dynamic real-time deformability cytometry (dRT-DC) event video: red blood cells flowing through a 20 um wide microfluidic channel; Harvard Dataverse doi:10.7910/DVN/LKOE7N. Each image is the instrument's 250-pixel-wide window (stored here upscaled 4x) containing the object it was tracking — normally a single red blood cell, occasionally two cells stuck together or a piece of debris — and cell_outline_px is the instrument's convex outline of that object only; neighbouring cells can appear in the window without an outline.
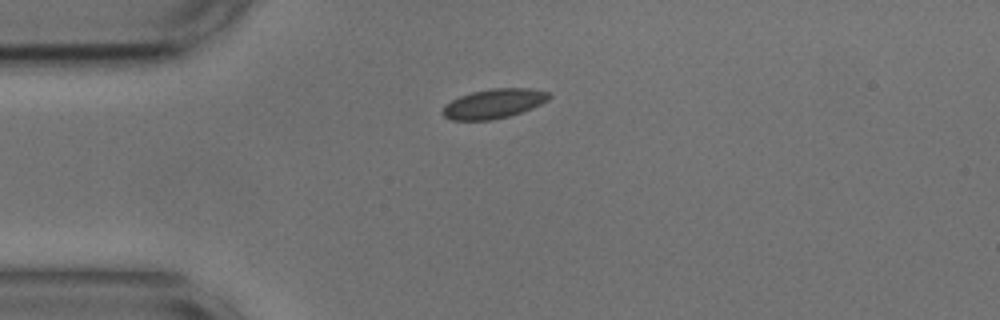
{"species": "common noctule bat (a hibernating species)", "species_latin": "Nyctalus noctula", "temperature_condition": "cold", "stored_images_in_passage": 43, "camera_frame_rate_fps": 3000, "um_per_image_px": 0.085, "animal": {"sex": "male", "body_mass_g": 17.9, "forearm_length_mm": 54.2}, "frame": {"image": 1, "passage_image": 1, "time_ms": 0.0, "image_size_px": [1000, 320], "cell_outline_px": [[552, 96], [548, 100], [532, 108], [508, 116], [492, 120], [452, 120], [444, 116], [440, 112], [452, 100], [460, 96], [472, 92], [492, 88], [532, 88], [548, 92]], "centroid_in_image_um": [41.99, 8.8], "position_along_channel_um": 43.0, "area_um2": 18.15}}
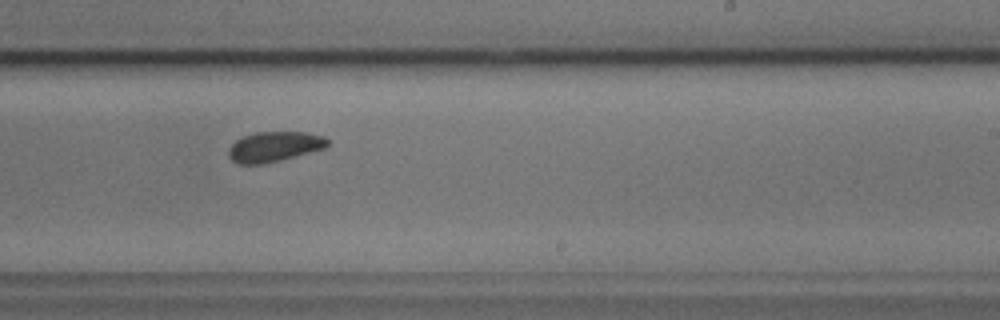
{"frame": {"image": 2, "passage_image": 21, "time_ms": 6.667, "image_size_px": [1000, 320], "cell_outline_px": [[328, 144], [324, 148], [280, 160], [260, 164], [240, 164], [232, 160], [228, 156], [228, 148], [236, 140], [244, 136], [256, 132], [304, 132], [324, 136], [328, 140]], "centroid_in_image_um": [23.29, 12.46], "position_along_channel_um": 265.7, "area_um2": 17.17}}
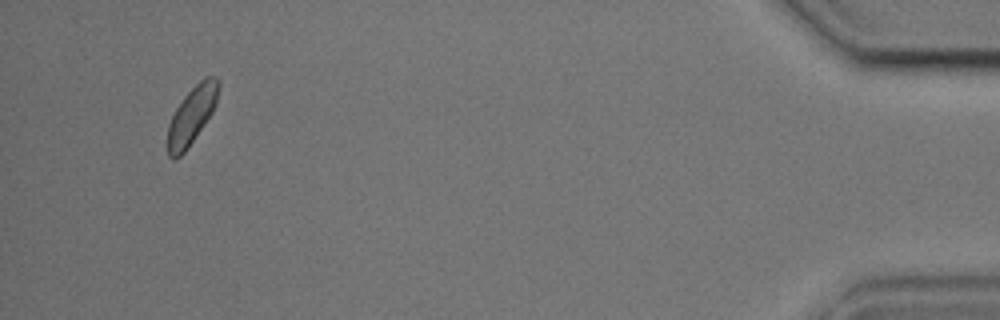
{"frame": {"image": 3, "passage_image": 40, "time_ms": 13.0, "image_size_px": [1000, 320], "cell_outline_px": [[220, 84], [216, 104], [212, 112], [188, 148], [176, 160], [172, 160], [168, 156], [168, 124], [176, 108], [184, 96], [204, 76], [216, 76], [220, 80]], "centroid_in_image_um": [16.31, 9.8], "position_along_channel_um": 418.9, "area_um2": 17.05}, "authors_computed_cell_mechanics": {"area_um2": 17.8024, "velocity_mm_per_s": 3.6185, "shape_relaxation_time_tau1_ms": 1.6047, "shape_relaxation_time_tau2_ms": null, "deformation_change_tau1": 0.0342, "deformation_change_tau2": null}}